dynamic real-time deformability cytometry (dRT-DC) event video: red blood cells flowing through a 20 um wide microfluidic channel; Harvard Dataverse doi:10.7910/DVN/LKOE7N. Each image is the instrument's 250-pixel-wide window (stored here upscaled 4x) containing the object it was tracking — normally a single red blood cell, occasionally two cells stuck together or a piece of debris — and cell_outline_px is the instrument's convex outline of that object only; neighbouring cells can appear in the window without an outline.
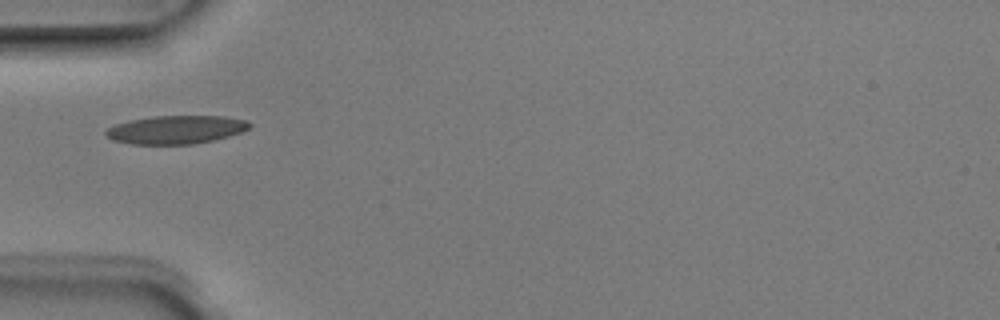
{"species": "Egyptian fruit bat (a non-hibernating species)", "species_latin": "Rousettus aegyptiacus", "temperature_condition": "room temperature", "stored_images_in_passage": 1, "camera_frame_rate_fps": 3000, "um_per_image_px": 0.085, "animal": {"sex": "male"}, "frame": {"image": 1, "passage_image": 1, "time_ms": 0.0, "image_size_px": [1000, 320], "cell_outline_px": [[252, 124], [248, 128], [240, 132], [228, 136], [212, 140], [192, 144], [132, 144], [112, 140], [104, 132], [108, 128], [116, 124], [128, 120], [152, 116], [224, 116], [244, 120]], "centroid_in_image_um": [14.92, 11.01], "position_along_channel_um": 70.1, "area_um2": 23.52}}